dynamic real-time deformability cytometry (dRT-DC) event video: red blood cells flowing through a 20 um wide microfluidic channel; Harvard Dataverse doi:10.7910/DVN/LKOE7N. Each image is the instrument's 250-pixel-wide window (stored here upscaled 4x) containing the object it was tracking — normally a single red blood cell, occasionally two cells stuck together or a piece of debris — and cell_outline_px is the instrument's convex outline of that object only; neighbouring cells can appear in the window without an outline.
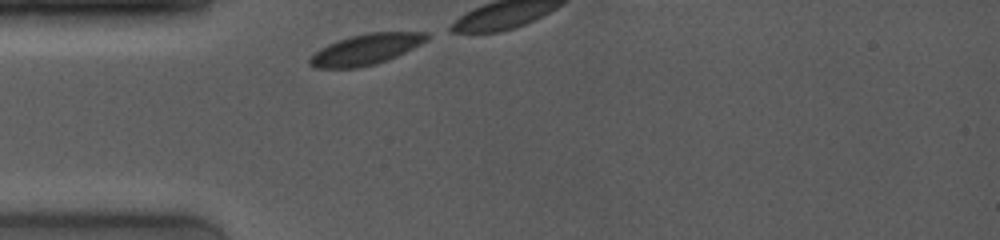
{"species": "common noctule bat (a hibernating species)", "species_latin": "Nyctalus noctula", "temperature_condition": "room temperature", "stored_images_in_passage": 5, "camera_frame_rate_fps": 4000, "um_per_image_px": 0.085, "animal": {"sex": "female", "body_mass_g": 19.0, "forearm_length_mm": 53.3}, "frame": {"image": 1, "passage_image": 1, "time_ms": 0.0, "image_size_px": [1000, 240], "cell_outline_px": [[428, 40], [388, 60], [376, 64], [356, 68], [316, 68], [308, 64], [308, 60], [320, 48], [328, 44], [352, 36], [368, 32], [428, 32]], "centroid_in_image_um": [31.1, 4.2], "position_along_channel_um": 53.9, "area_um2": 20.75}}